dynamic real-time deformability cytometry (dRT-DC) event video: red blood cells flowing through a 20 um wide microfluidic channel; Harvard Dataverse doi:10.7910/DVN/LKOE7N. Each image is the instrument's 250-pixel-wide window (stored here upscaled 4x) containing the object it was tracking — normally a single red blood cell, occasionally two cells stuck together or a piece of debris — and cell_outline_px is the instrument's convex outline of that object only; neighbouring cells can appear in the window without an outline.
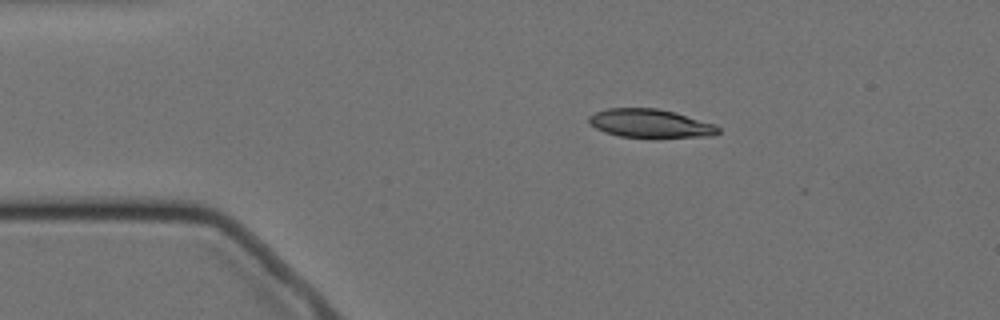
{"species": "Egyptian fruit bat (a non-hibernating species)", "species_latin": "Rousettus aegyptiacus", "temperature_condition": "cold", "stored_images_in_passage": 4, "camera_frame_rate_fps": 3000, "um_per_image_px": 0.085, "animal": {"sex": "female"}, "frame": {"image": 1, "passage_image": 1, "time_ms": 0.0, "image_size_px": [1000, 320], "cell_outline_px": [[720, 132], [712, 136], [620, 136], [604, 132], [588, 124], [588, 116], [596, 112], [608, 108], [656, 108], [676, 112], [716, 124], [720, 128]], "centroid_in_image_um": [55.26, 10.46], "position_along_channel_um": 29.7, "area_um2": 21.21}}
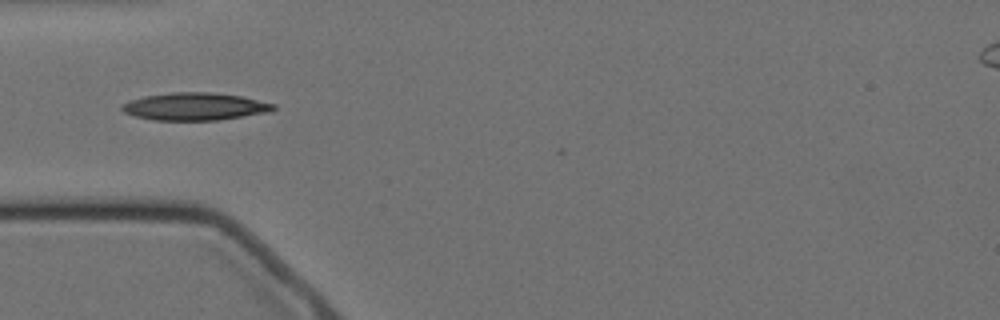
{"frame": {"image": 2, "passage_image": 3, "time_ms": 2.333, "image_size_px": [1000, 320], "cell_outline_px": [[276, 108], [268, 112], [220, 120], [152, 120], [136, 116], [124, 112], [120, 108], [120, 104], [144, 96], [172, 92], [212, 92], [240, 96], [276, 104]], "centroid_in_image_um": [16.55, 9.05], "position_along_channel_um": 68.4, "area_um2": 24.28}}
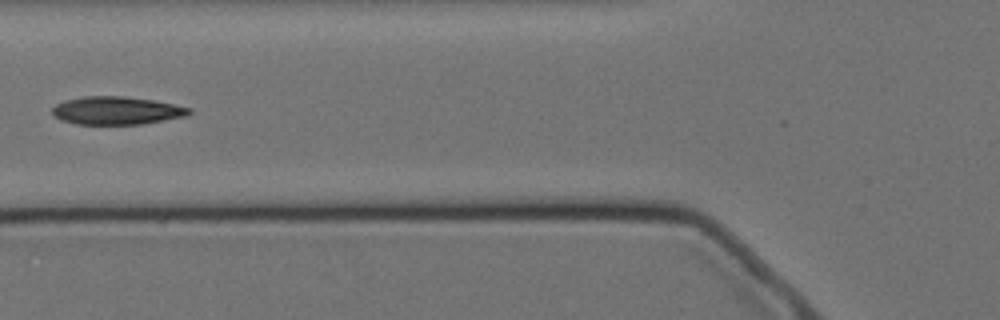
{"frame": {"image": 3, "passage_image": 4, "time_ms": 3.667, "image_size_px": [1000, 320], "cell_outline_px": [[192, 112], [188, 116], [144, 124], [76, 124], [60, 120], [52, 116], [52, 108], [56, 104], [64, 100], [84, 96], [124, 96], [152, 100], [192, 108]], "centroid_in_image_um": [9.9, 9.4], "position_along_channel_um": 115.9, "area_um2": 22.54}}